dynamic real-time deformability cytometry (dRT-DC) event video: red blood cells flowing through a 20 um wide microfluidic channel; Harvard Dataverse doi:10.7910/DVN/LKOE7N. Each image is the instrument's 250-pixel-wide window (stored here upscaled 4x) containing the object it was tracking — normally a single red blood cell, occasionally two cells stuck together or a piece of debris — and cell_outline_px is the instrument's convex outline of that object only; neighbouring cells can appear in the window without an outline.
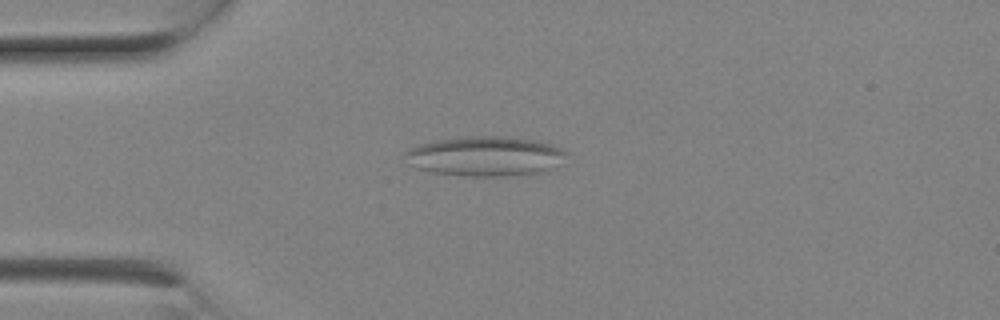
{"species": "Egyptian fruit bat (a non-hibernating species)", "species_latin": "Rousettus aegyptiacus", "temperature_condition": "room temperature", "stored_images_in_passage": 3, "camera_frame_rate_fps": 3000, "um_per_image_px": 0.085, "animal": {"sex": "female"}, "frame": {"image": 1, "passage_image": 1, "time_ms": 0.0, "image_size_px": [1000, 320], "cell_outline_px": [[568, 152], [564, 164], [536, 172], [508, 176], [464, 176], [432, 172], [416, 168], [408, 164], [404, 152], [408, 148], [420, 144], [436, 140], [460, 136], [508, 136], [536, 140], [560, 148]], "centroid_in_image_um": [41.23, 13.27], "position_along_channel_um": 43.8, "area_um2": 37.69}}